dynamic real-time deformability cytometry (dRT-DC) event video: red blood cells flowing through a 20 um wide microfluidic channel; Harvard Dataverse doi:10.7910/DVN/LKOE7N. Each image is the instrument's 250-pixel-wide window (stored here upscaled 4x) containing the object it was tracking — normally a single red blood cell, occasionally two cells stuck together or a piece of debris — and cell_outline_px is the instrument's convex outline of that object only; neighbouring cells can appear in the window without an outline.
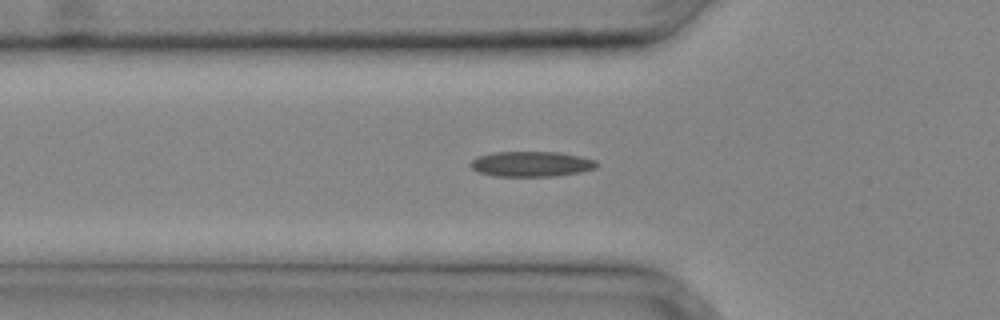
{"species": "common noctule bat (a hibernating species)", "species_latin": "Nyctalus noctula", "temperature_condition": "cold", "stored_images_in_passage": 28, "camera_frame_rate_fps": 3000, "um_per_image_px": 0.085, "animal": {"sex": "male", "body_mass_g": 20.4}, "frame": {"image": 1, "passage_image": 5, "time_ms": 1.333, "image_size_px": [1000, 320], "cell_outline_px": [[596, 168], [580, 172], [552, 176], [492, 176], [476, 172], [468, 164], [476, 156], [492, 152], [560, 152], [580, 156], [596, 160]], "centroid_in_image_um": [45.1, 13.93], "position_along_channel_um": 80.7, "area_um2": 18.73}}
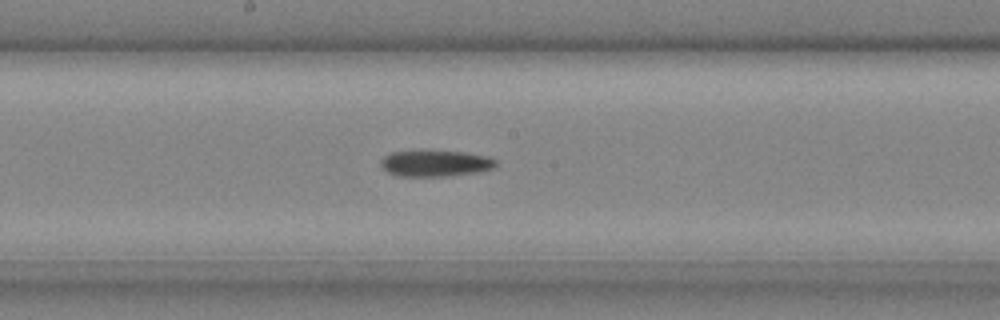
{"frame": {"image": 2, "passage_image": 12, "time_ms": 3.667, "image_size_px": [1000, 320], "cell_outline_px": [[500, 164], [492, 168], [480, 172], [448, 176], [396, 176], [388, 172], [380, 164], [380, 160], [388, 152], [424, 148], [464, 152], [488, 156], [496, 160]], "centroid_in_image_um": [36.99, 13.84], "position_along_channel_um": 211.2, "area_um2": 18.55}}
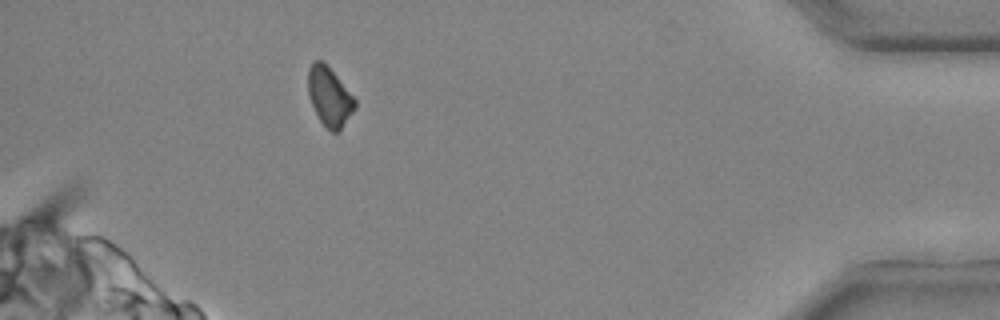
{"frame": {"image": 3, "passage_image": 25, "time_ms": 8.0, "image_size_px": [1000, 320], "cell_outline_px": [[356, 108], [340, 132], [332, 132], [320, 120], [308, 96], [308, 68], [312, 60], [324, 60], [356, 100]], "centroid_in_image_um": [28.0, 8.19], "position_along_channel_um": 407.2, "area_um2": 16.24}}